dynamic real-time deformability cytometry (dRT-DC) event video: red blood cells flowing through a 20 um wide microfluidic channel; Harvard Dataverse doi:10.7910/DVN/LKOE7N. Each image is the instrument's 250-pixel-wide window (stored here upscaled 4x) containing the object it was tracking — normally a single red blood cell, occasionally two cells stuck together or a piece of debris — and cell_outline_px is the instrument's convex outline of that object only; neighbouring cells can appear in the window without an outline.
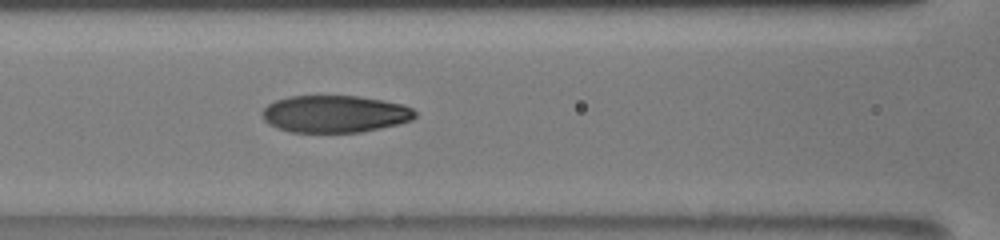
{"species": "human", "species_latin": "Homo sapiens", "temperature_condition": "room temperature", "stored_images_in_passage": 33, "camera_frame_rate_fps": 3000, "um_per_image_px": 0.085, "donor": {"sex": "male"}, "frame": {"image": 1, "passage_image": 10, "time_ms": 3.0, "image_size_px": [1000, 240], "cell_outline_px": [[416, 116], [412, 120], [380, 128], [360, 132], [288, 132], [276, 128], [268, 124], [264, 120], [260, 112], [268, 104], [276, 100], [288, 96], [360, 96], [384, 100], [404, 104], [412, 108], [416, 112]], "centroid_in_image_um": [28.44, 9.68], "position_along_channel_um": 138.2, "area_um2": 33.35}}
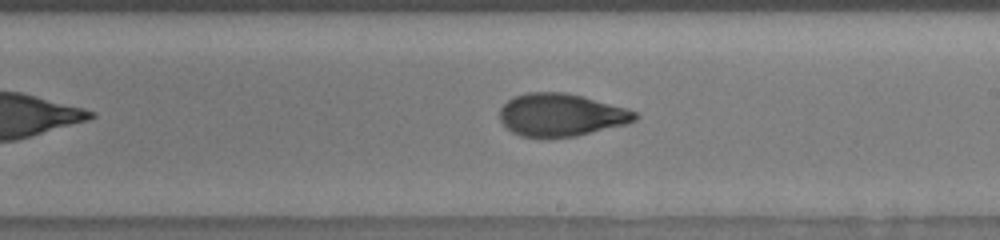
{"frame": {"image": 2, "passage_image": 18, "time_ms": 5.667, "image_size_px": [1000, 240], "cell_outline_px": [[640, 116], [636, 120], [628, 124], [576, 136], [548, 140], [520, 136], [512, 132], [500, 120], [500, 108], [508, 100], [516, 96], [528, 92], [564, 92], [628, 108], [636, 112]], "centroid_in_image_um": [47.7, 9.8], "position_along_channel_um": 241.3, "area_um2": 34.16}}
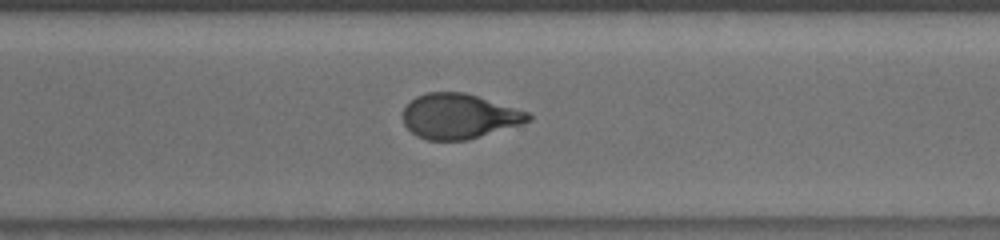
{"frame": {"image": 3, "passage_image": 25, "time_ms": 8.0, "image_size_px": [1000, 240], "cell_outline_px": [[532, 120], [520, 124], [468, 140], [428, 140], [416, 136], [404, 124], [404, 108], [416, 96], [428, 92], [464, 92], [528, 112], [532, 116]], "centroid_in_image_um": [39.01, 9.88], "position_along_channel_um": 331.6, "area_um2": 32.48}}